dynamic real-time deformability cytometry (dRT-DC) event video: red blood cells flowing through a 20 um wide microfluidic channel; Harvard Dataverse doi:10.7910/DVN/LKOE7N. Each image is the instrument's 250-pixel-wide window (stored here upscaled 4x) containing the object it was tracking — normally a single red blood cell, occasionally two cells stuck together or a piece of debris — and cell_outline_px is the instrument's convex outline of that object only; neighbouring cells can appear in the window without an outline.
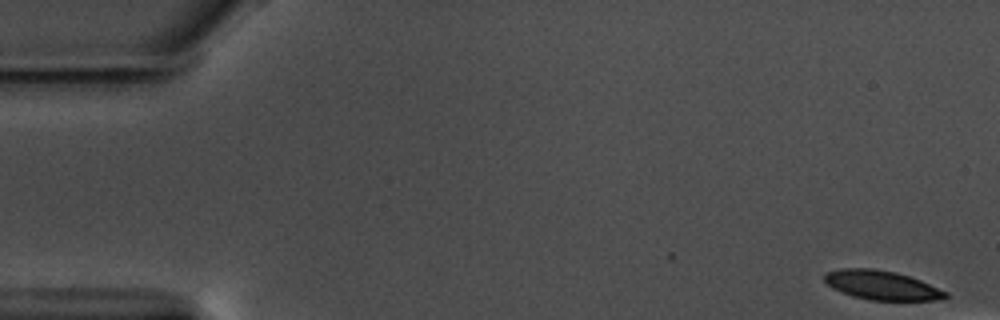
{"species": "common noctule bat (a hibernating species)", "species_latin": "Nyctalus noctula", "temperature_condition": "warm", "stored_images_in_passage": 12, "camera_frame_rate_fps": 3000, "um_per_image_px": 0.085, "animal": {"sex": "male", "body_mass_g": 17.5, "forearm_length_mm": 52.3}, "frame": {"image": 1, "passage_image": 1, "time_ms": 0.0, "image_size_px": [1000, 320], "cell_outline_px": [[948, 296], [932, 300], [868, 300], [852, 296], [840, 292], [832, 288], [824, 280], [824, 276], [828, 272], [840, 268], [872, 268], [896, 272], [920, 280], [948, 292]], "centroid_in_image_um": [74.91, 24.24], "position_along_channel_um": 10.1, "area_um2": 20.46}}